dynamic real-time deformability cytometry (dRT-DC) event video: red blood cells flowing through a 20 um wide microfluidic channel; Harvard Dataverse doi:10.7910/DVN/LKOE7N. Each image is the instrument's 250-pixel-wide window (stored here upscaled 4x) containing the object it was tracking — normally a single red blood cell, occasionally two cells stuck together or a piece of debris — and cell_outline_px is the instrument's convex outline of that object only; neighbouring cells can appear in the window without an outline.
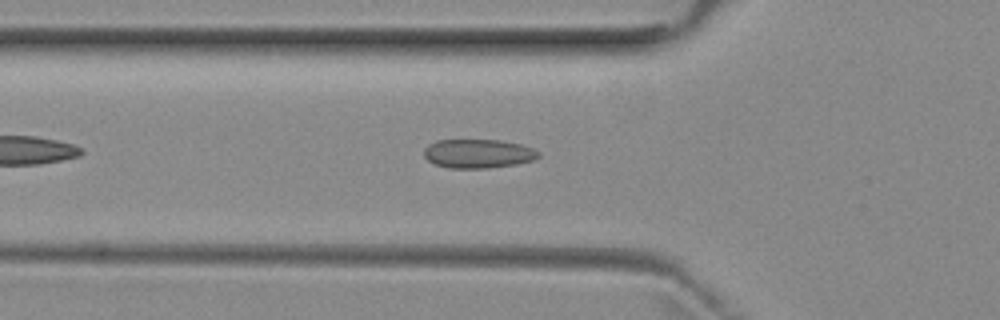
{"species": "common noctule bat (a hibernating species)", "species_latin": "Nyctalus noctula", "temperature_condition": "room temperature", "stored_images_in_passage": 41, "camera_frame_rate_fps": 3000, "um_per_image_px": 0.085, "animal": {"sex": "female", "body_mass_g": 29.2, "forearm_length_mm": 56.3}, "frame": {"image": 1, "passage_image": 7, "time_ms": 2.0, "image_size_px": [1000, 320], "cell_outline_px": [[540, 156], [532, 160], [516, 164], [488, 168], [448, 168], [436, 164], [428, 160], [424, 156], [424, 148], [428, 144], [436, 140], [500, 140], [520, 144], [532, 148], [540, 152]], "centroid_in_image_um": [40.63, 13.05], "position_along_channel_um": 85.2, "area_um2": 19.31}}
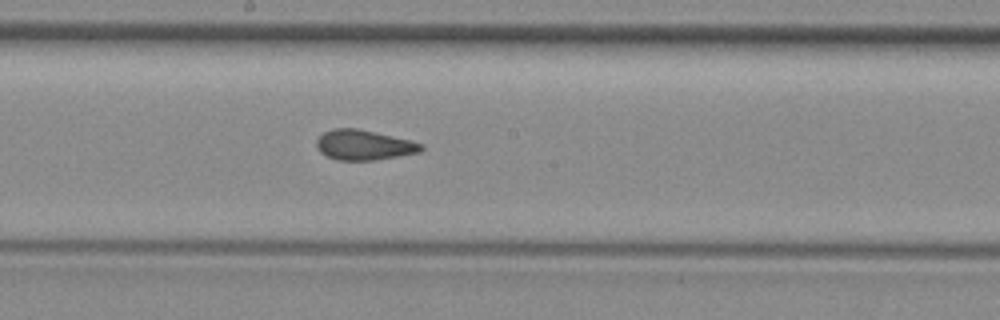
{"frame": {"image": 2, "passage_image": 17, "time_ms": 5.333, "image_size_px": [1000, 320], "cell_outline_px": [[424, 148], [420, 152], [372, 160], [336, 160], [320, 152], [316, 148], [316, 140], [324, 132], [332, 128], [356, 128], [412, 140], [424, 144]], "centroid_in_image_um": [30.92, 12.31], "position_along_channel_um": 217.3, "area_um2": 18.32}}
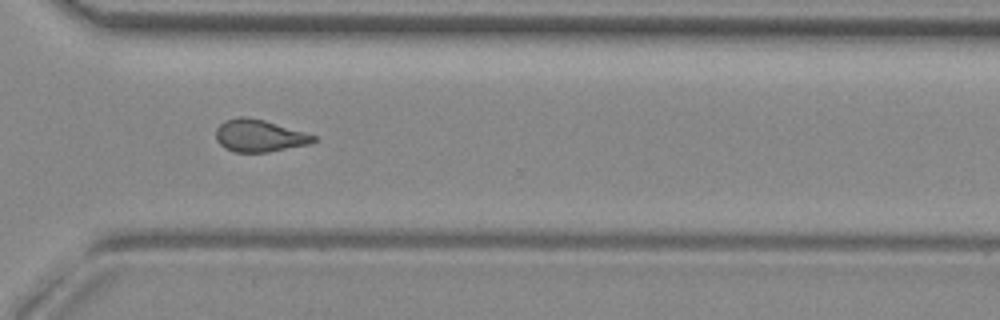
{"frame": {"image": 3, "passage_image": 27, "time_ms": 8.667, "image_size_px": [1000, 320], "cell_outline_px": [[316, 140], [312, 144], [268, 152], [236, 152], [224, 148], [216, 140], [216, 128], [224, 120], [236, 116], [248, 116], [264, 120], [304, 132], [316, 136]], "centroid_in_image_um": [22.02, 11.53], "position_along_channel_um": 348.6, "area_um2": 18.5}, "authors_computed_cell_mechanics": {"area_um2": 18.3226, "velocity_mm_per_s": 3.9411, "shape_relaxation_time_tau1_ms": null, "shape_relaxation_time_tau2_ms": 1.4565, "deformation_change_tau1": null, "deformation_change_tau2": 0.0702}}